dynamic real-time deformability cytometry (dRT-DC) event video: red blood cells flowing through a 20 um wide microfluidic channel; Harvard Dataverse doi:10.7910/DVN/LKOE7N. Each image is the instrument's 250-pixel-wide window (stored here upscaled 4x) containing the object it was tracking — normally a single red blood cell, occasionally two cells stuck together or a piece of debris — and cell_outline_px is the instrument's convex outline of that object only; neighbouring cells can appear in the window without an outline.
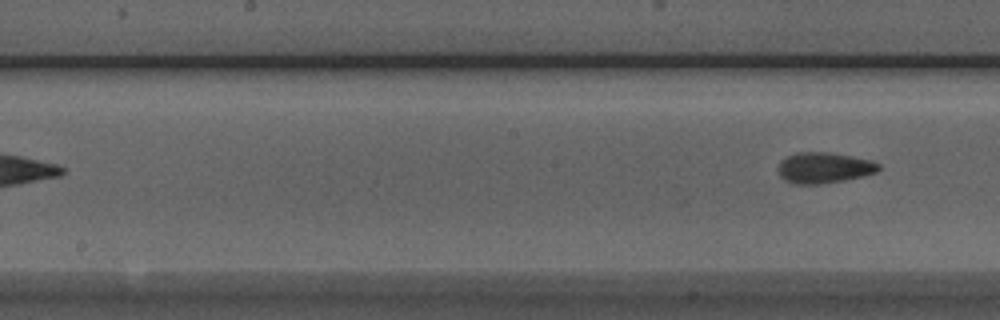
{"species": "Egyptian fruit bat (a non-hibernating species)", "species_latin": "Rousettus aegyptiacus", "temperature_condition": "room temperature", "stored_images_in_passage": 7, "segment_of_instrument_passage": [2, 2], "camera_frame_rate_fps": 3000, "um_per_image_px": 0.085, "animal": {"sex": "male"}, "frame": {"image": 1, "passage_image": 7, "time_ms": 7.0, "image_size_px": [1000, 320], "cell_outline_px": [[880, 168], [876, 172], [864, 176], [844, 180], [820, 184], [796, 184], [784, 180], [780, 176], [780, 160], [796, 152], [828, 152], [852, 156], [872, 160], [880, 164]], "centroid_in_image_um": [70.07, 14.25], "position_along_channel_um": 178.1, "area_um2": 18.03}}